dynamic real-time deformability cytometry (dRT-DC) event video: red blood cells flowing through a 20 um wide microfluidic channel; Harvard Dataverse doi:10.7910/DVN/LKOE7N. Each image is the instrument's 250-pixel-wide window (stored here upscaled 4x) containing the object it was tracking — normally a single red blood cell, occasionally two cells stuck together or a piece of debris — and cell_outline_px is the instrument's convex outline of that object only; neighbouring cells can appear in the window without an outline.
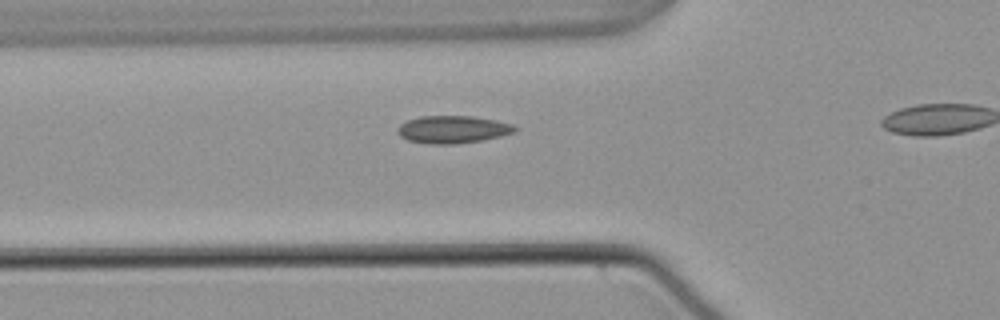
{"species": "common noctule bat (a hibernating species)", "species_latin": "Nyctalus noctula", "temperature_condition": "warm", "stored_images_in_passage": 19, "camera_frame_rate_fps": 3000, "um_per_image_px": 0.085, "animal": {"sex": "male", "body_mass_g": 21.5, "forearm_length_mm": 52.0}, "frame": {"image": 1, "passage_image": 14, "time_ms": 4.333, "image_size_px": [1000, 320], "cell_outline_px": [[520, 128], [516, 132], [500, 136], [480, 140], [452, 144], [428, 144], [408, 140], [400, 136], [396, 132], [396, 128], [400, 124], [408, 120], [420, 116], [472, 116], [496, 120], [512, 124]], "centroid_in_image_um": [38.48, 11.0], "position_along_channel_um": 87.3, "area_um2": 18.9}}